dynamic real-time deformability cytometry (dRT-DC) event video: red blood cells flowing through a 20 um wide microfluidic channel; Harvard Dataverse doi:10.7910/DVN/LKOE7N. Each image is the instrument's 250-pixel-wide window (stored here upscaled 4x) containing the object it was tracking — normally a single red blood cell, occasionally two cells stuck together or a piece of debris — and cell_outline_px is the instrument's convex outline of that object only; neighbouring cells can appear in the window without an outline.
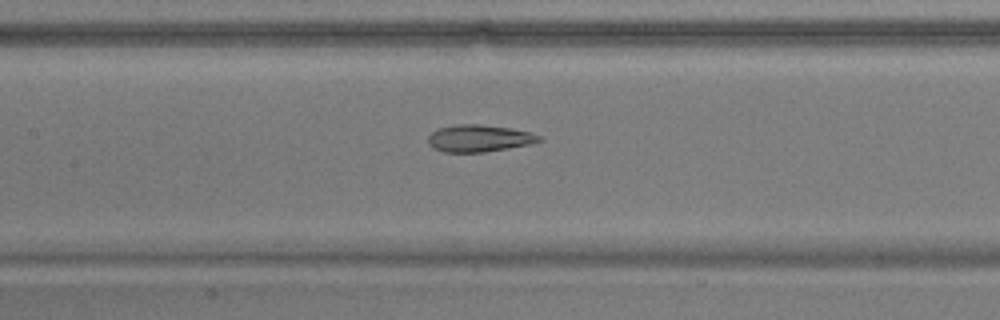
{"species": "common noctule bat (a hibernating species)", "species_latin": "Nyctalus noctula", "temperature_condition": "warm", "stored_images_in_passage": 18, "camera_frame_rate_fps": 3000, "um_per_image_px": 0.085, "animal": {"sex": "male", "body_mass_g": 17.9}, "frame": {"image": 1, "passage_image": 16, "time_ms": 5.0, "image_size_px": [1000, 320], "cell_outline_px": [[544, 140], [532, 144], [484, 152], [444, 152], [432, 148], [428, 144], [428, 136], [432, 132], [440, 128], [456, 124], [480, 124], [508, 128], [528, 132], [540, 136]], "centroid_in_image_um": [40.71, 11.76], "position_along_channel_um": 166.7, "area_um2": 17.46}}